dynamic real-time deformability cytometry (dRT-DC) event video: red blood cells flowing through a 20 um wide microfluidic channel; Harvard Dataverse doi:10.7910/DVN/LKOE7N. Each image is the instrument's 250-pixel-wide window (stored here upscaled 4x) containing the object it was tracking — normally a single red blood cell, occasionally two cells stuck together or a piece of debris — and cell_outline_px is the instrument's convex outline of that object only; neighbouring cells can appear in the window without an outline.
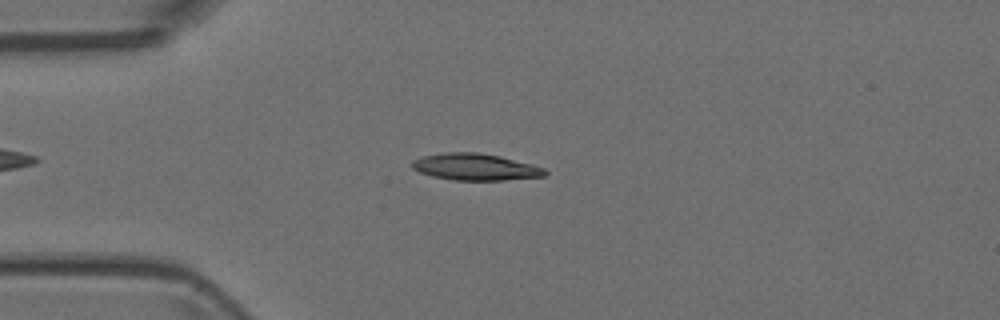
{"species": "Egyptian fruit bat (a non-hibernating species)", "species_latin": "Rousettus aegyptiacus", "temperature_condition": "room temperature", "stored_images_in_passage": 7, "camera_frame_rate_fps": 3000, "um_per_image_px": 0.085, "animal": {"sex": "female"}, "frame": {"image": 1, "passage_image": 4, "time_ms": 1.0, "image_size_px": [1000, 320], "cell_outline_px": [[548, 172], [544, 176], [504, 180], [452, 180], [432, 176], [420, 172], [412, 168], [412, 160], [424, 156], [444, 152], [476, 152], [500, 156], [532, 164], [544, 168]], "centroid_in_image_um": [40.4, 14.19], "position_along_channel_um": 44.6, "area_um2": 20.63}}
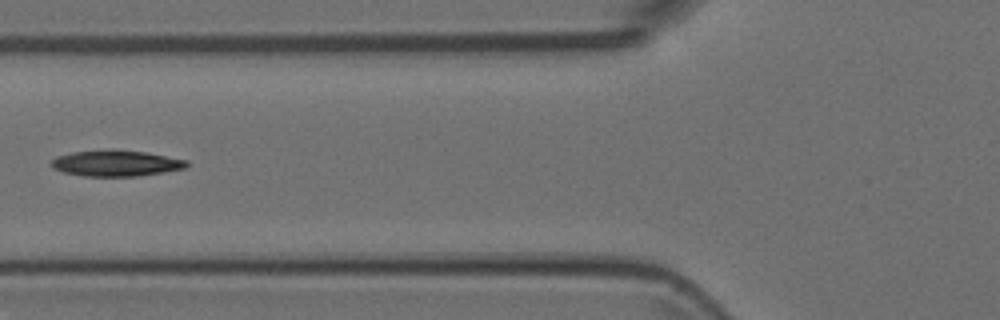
{"frame": {"image": 2, "passage_image": 6, "time_ms": 1.667, "image_size_px": [1000, 320], "cell_outline_px": [[188, 168], [140, 176], [84, 176], [64, 172], [56, 168], [52, 164], [52, 160], [56, 156], [72, 152], [112, 148], [144, 152], [188, 160]], "centroid_in_image_um": [9.9, 13.86], "position_along_channel_um": 115.9, "area_um2": 20.63}}
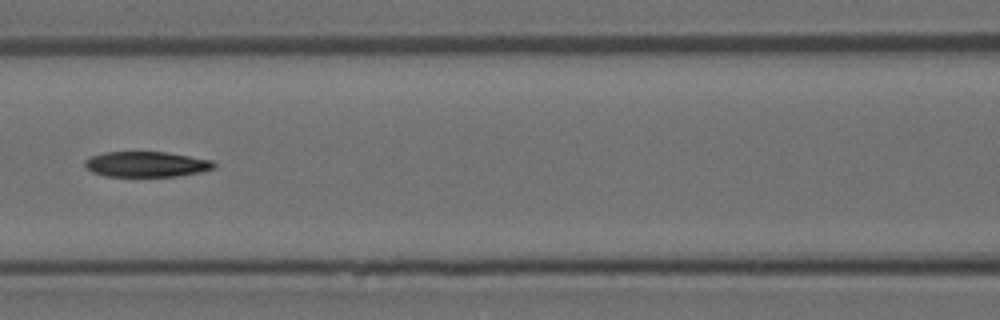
{"frame": {"image": 3, "passage_image": 7, "time_ms": 2.0, "image_size_px": [1000, 320], "cell_outline_px": [[216, 168], [200, 172], [176, 176], [104, 176], [92, 172], [84, 164], [84, 160], [92, 156], [104, 152], [164, 152], [212, 160], [216, 164]], "centroid_in_image_um": [12.44, 13.96], "position_along_channel_um": 154.2, "area_um2": 19.02}}